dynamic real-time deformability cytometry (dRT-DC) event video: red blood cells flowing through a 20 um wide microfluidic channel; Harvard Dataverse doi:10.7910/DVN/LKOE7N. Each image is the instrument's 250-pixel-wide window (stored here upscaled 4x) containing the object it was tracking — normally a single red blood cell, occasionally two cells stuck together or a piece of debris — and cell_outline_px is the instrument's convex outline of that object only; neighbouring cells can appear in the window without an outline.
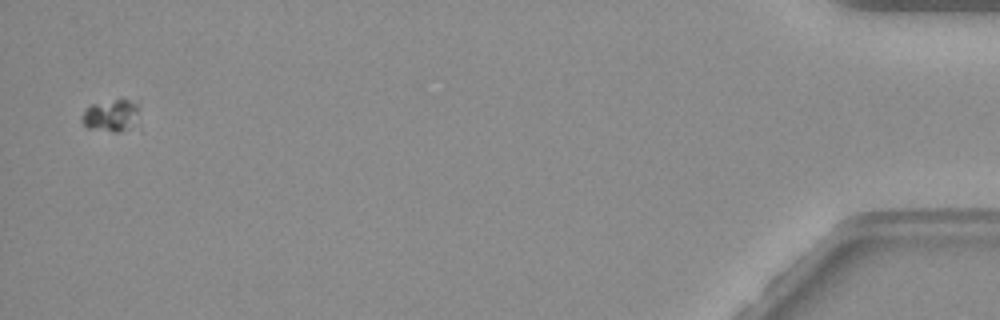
{"species": "common noctule bat (a hibernating species)", "species_latin": "Nyctalus noctula", "temperature_condition": "warm", "stored_images_in_passage": 60, "camera_frame_rate_fps": 3000, "um_per_image_px": 0.085, "animal": {"sex": "female", "body_mass_g": 19.3, "forearm_length_mm": 54.1}, "frame": {"image": 1, "passage_image": 59, "time_ms": 19.333, "image_size_px": [1000, 320], "cell_outline_px": [[140, 104], [128, 128], [116, 132], [112, 132], [88, 128], [80, 120], [84, 112], [92, 104], [120, 96]], "centroid_in_image_um": [9.39, 9.75], "position_along_channel_um": 425.8, "area_um2": 10.58}}